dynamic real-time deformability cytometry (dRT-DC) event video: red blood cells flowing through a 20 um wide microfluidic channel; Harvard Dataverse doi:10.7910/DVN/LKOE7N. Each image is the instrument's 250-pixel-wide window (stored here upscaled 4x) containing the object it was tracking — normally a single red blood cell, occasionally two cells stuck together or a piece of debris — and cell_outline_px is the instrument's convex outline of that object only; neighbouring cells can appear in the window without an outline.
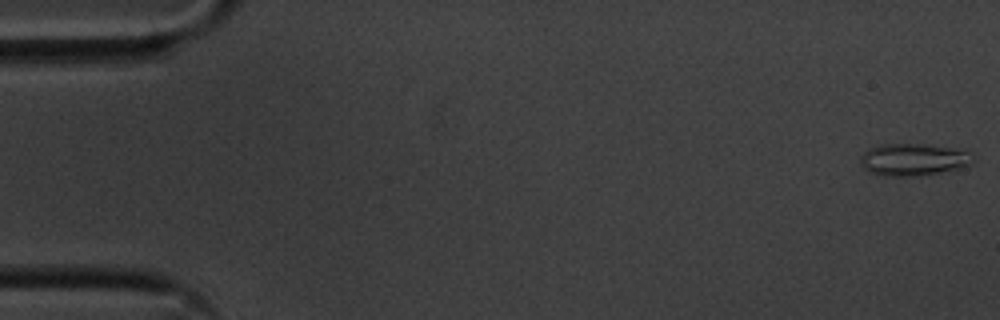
{"species": "common noctule bat (a hibernating species)", "species_latin": "Nyctalus noctula", "temperature_condition": "cold", "stored_images_in_passage": 11, "segment_of_instrument_passage": [1, 2], "camera_frame_rate_fps": 3000, "um_per_image_px": 0.085, "animal": {"sex": "male", "body_mass_g": 20.1, "forearm_length_mm": 53.5}, "frame": {"image": 1, "passage_image": 1, "time_ms": 0.0, "image_size_px": [1000, 320], "cell_outline_px": [[976, 160], [972, 164], [956, 168], [920, 176], [880, 176], [864, 168], [860, 164], [860, 156], [868, 148], [884, 144], [928, 144], [968, 152]], "centroid_in_image_um": [77.59, 13.57], "position_along_channel_um": 7.4, "area_um2": 20.92}}